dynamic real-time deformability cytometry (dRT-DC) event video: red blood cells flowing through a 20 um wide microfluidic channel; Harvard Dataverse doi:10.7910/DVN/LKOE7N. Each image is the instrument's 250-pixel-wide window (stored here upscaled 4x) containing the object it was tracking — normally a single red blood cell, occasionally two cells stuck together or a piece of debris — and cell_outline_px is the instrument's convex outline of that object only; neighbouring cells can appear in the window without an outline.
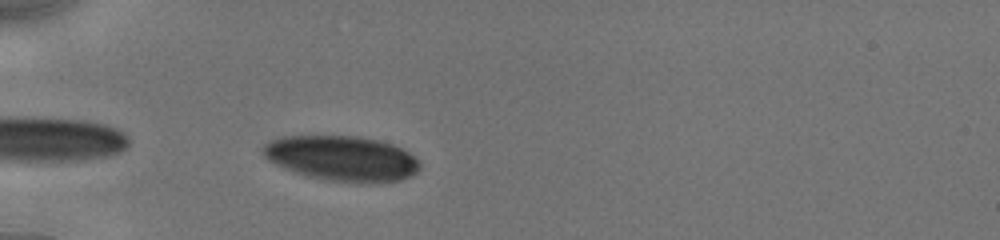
{"species": "human", "species_latin": "Homo sapiens", "temperature_condition": "cold", "stored_images_in_passage": 50, "camera_frame_rate_fps": 3000, "um_per_image_px": 0.085, "donor": {"sex": "male"}, "frame": {"image": 1, "passage_image": 2, "time_ms": 0.333, "image_size_px": [1000, 240], "cell_outline_px": [[420, 168], [412, 176], [400, 180], [372, 184], [360, 184], [324, 180], [308, 176], [284, 168], [268, 160], [264, 156], [260, 148], [268, 140], [280, 136], [360, 136], [392, 144], [408, 152], [420, 164]], "centroid_in_image_um": [29.03, 13.47], "position_along_channel_um": 56.0, "area_um2": 41.73}}
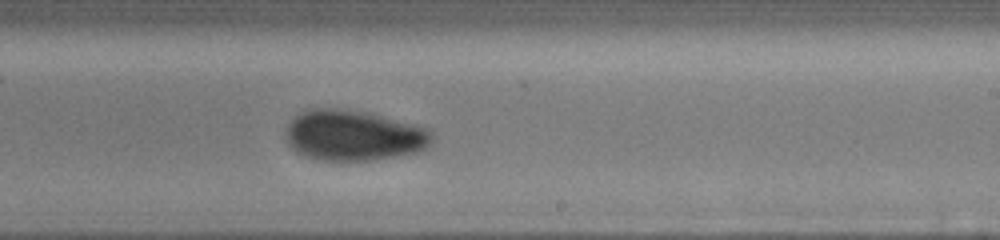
{"frame": {"image": 2, "passage_image": 23, "time_ms": 6.0, "image_size_px": [1000, 240], "cell_outline_px": [[432, 140], [424, 148], [416, 152], [376, 160], [320, 160], [304, 156], [296, 152], [284, 140], [288, 124], [296, 116], [312, 108], [332, 108], [368, 112], [428, 128], [432, 132]], "centroid_in_image_um": [30.03, 11.52], "position_along_channel_um": 259.0, "area_um2": 42.95}}
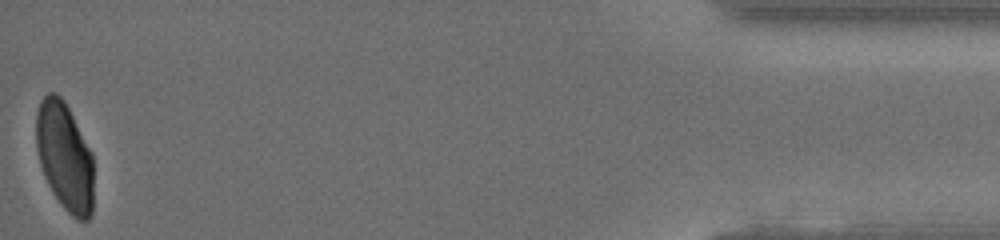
{"frame": {"image": 3, "passage_image": 49, "time_ms": 12.333, "image_size_px": [1000, 240], "cell_outline_px": [[92, 212], [88, 220], [80, 220], [72, 216], [64, 208], [52, 192], [44, 176], [40, 164], [36, 148], [36, 112], [40, 100], [48, 92], [56, 92], [64, 100], [92, 152]], "centroid_in_image_um": [5.48, 13.28], "position_along_channel_um": 429.7, "area_um2": 36.24}, "authors_computed_cell_mechanics": {"area_um2": 41.7894, "velocity_mm_per_s": 3.9158, "shape_relaxation_time_tau1_ms": 3.229, "shape_relaxation_time_tau2_ms": 1.0762, "deformation_change_tau1": 0.0947, "deformation_change_tau2": 0.04}}